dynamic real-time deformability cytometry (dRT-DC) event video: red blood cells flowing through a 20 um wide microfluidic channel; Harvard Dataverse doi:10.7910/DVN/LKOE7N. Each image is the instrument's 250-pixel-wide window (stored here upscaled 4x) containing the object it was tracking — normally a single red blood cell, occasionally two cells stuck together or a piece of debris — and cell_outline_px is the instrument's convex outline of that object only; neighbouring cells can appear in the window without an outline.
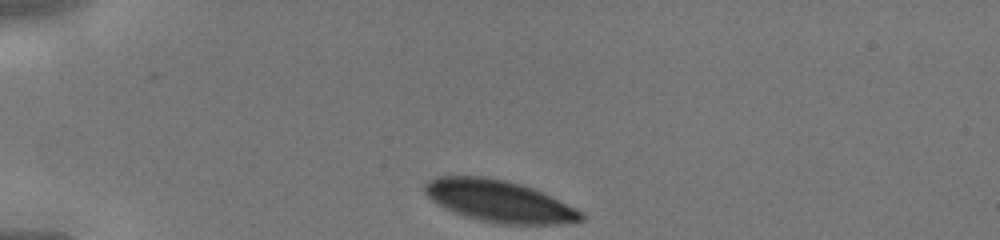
{"species": "human", "species_latin": "Homo sapiens", "temperature_condition": "cold", "stored_images_in_passage": 5, "camera_frame_rate_fps": 3000, "um_per_image_px": 0.085, "donor": {"sex": "male"}, "frame": {"image": 1, "passage_image": 1, "time_ms": 0.0, "image_size_px": [1000, 240], "cell_outline_px": [[584, 220], [556, 224], [500, 224], [480, 220], [464, 216], [444, 208], [432, 200], [424, 192], [424, 184], [428, 180], [436, 176], [484, 176], [504, 180], [520, 184], [532, 188], [552, 196], [584, 212]], "centroid_in_image_um": [42.42, 17.09], "position_along_channel_um": 42.6, "area_um2": 38.09}}